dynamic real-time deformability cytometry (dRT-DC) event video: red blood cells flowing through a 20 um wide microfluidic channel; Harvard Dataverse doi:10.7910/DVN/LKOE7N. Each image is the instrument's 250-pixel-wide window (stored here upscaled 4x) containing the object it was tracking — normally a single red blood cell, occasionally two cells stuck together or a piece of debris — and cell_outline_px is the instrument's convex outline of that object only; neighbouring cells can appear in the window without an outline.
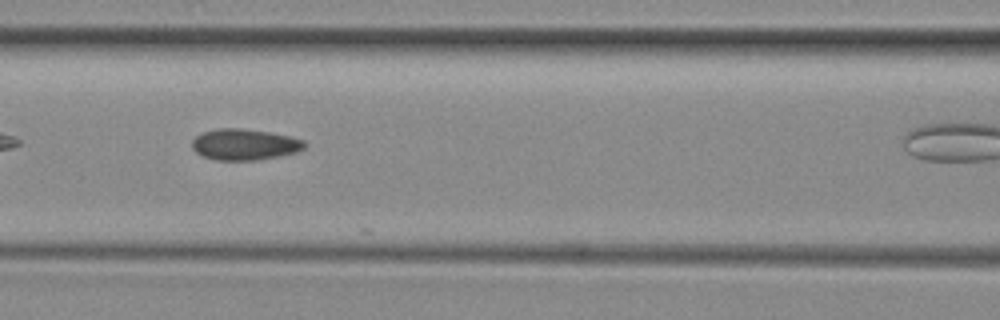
{"species": "common noctule bat (a hibernating species)", "species_latin": "Nyctalus noctula", "temperature_condition": "room temperature", "stored_images_in_passage": 19, "camera_frame_rate_fps": 3000, "um_per_image_px": 0.085, "animal": {"sex": "female", "body_mass_g": 29.2, "forearm_length_mm": 56.3}, "frame": {"image": 1, "passage_image": 9, "time_ms": 2.667, "image_size_px": [1000, 320], "cell_outline_px": [[308, 144], [304, 148], [296, 152], [280, 156], [256, 160], [216, 160], [204, 156], [196, 152], [192, 148], [192, 140], [196, 136], [204, 132], [220, 128], [240, 128], [268, 132], [288, 136], [304, 140]], "centroid_in_image_um": [20.8, 12.28], "position_along_channel_um": 145.8, "area_um2": 20.29}}